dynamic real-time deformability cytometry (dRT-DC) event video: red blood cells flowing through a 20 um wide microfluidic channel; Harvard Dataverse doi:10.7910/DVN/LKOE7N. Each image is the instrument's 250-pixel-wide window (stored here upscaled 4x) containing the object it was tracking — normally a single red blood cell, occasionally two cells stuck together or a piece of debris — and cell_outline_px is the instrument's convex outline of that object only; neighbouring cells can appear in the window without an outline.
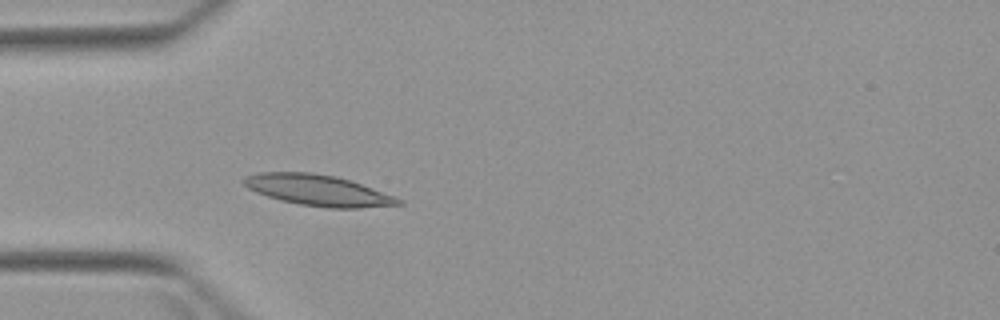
{"species": "Egyptian fruit bat (a non-hibernating species)", "species_latin": "Rousettus aegyptiacus", "temperature_condition": "warm", "stored_images_in_passage": 4, "camera_frame_rate_fps": 3000, "um_per_image_px": 0.085, "animal": {"sex": "female"}, "frame": {"image": 1, "passage_image": 4, "time_ms": 3.667, "image_size_px": [1000, 320], "cell_outline_px": [[404, 204], [360, 208], [324, 208], [300, 204], [280, 200], [256, 192], [248, 188], [240, 180], [244, 176], [260, 172], [312, 172], [336, 176], [360, 184], [404, 200]], "centroid_in_image_um": [26.99, 16.17], "position_along_channel_um": 58.0, "area_um2": 27.8}}